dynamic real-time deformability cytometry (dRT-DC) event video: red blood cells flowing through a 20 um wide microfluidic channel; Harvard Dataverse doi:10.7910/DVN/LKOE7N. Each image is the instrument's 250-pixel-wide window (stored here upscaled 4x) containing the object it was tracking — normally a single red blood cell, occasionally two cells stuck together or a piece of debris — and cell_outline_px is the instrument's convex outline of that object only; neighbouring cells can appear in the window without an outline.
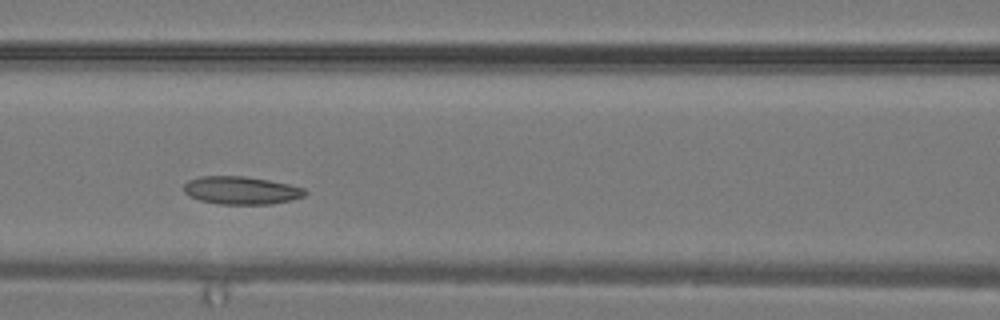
{"species": "common noctule bat (a hibernating species)", "species_latin": "Nyctalus noctula", "temperature_condition": "warm", "stored_images_in_passage": 26, "camera_frame_rate_fps": 3000, "um_per_image_px": 0.085, "animal": {"sex": "male", "body_mass_g": 19.2, "forearm_length_mm": 51.8}, "frame": {"image": 1, "passage_image": 8, "time_ms": 2.333, "image_size_px": [1000, 320], "cell_outline_px": [[308, 192], [304, 196], [292, 200], [272, 204], [220, 204], [200, 200], [188, 196], [184, 192], [184, 184], [188, 180], [200, 176], [244, 176], [268, 180], [288, 184], [304, 188]], "centroid_in_image_um": [20.5, 16.18], "position_along_channel_um": 146.1, "area_um2": 19.77}}
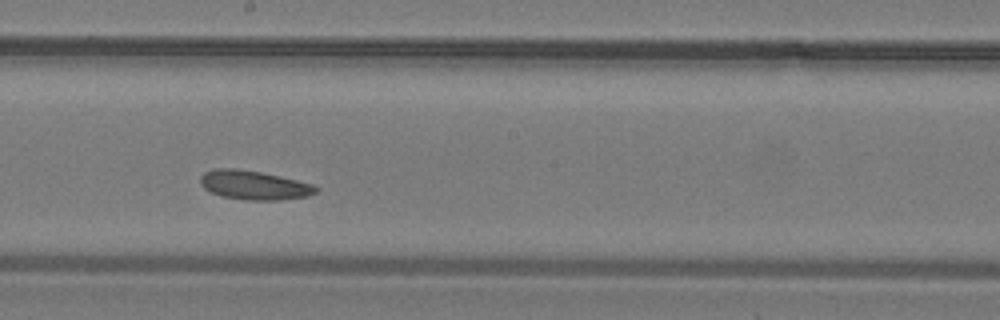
{"frame": {"image": 2, "passage_image": 12, "time_ms": 3.667, "image_size_px": [1000, 320], "cell_outline_px": [[320, 188], [316, 192], [308, 196], [280, 200], [244, 200], [224, 196], [212, 192], [204, 188], [200, 184], [200, 176], [204, 172], [216, 168], [236, 168], [260, 172], [280, 176], [312, 184]], "centroid_in_image_um": [21.59, 15.73], "position_along_channel_um": 226.6, "area_um2": 19.54}}
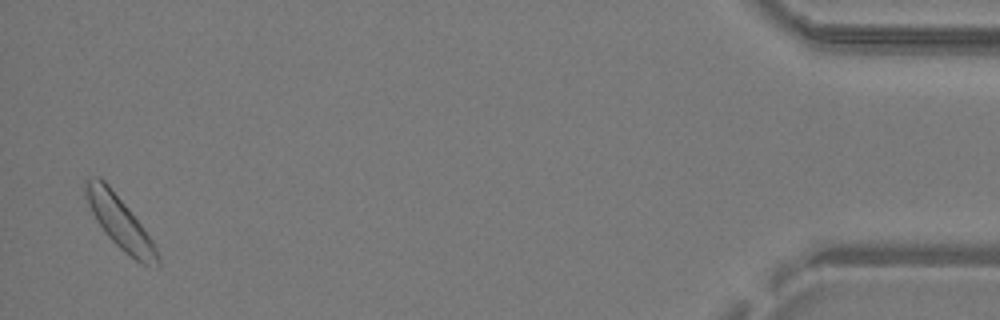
{"frame": {"image": 3, "passage_image": 26, "time_ms": 8.333, "image_size_px": [1000, 320], "cell_outline_px": [[160, 264], [156, 268], [144, 264], [136, 260], [124, 252], [108, 236], [96, 220], [88, 204], [84, 192], [84, 180], [88, 176], [100, 176], [108, 184], [128, 208], [152, 240], [156, 248], [160, 260]], "centroid_in_image_um": [10.16, 18.87], "position_along_channel_um": 425.0, "area_um2": 21.68}}